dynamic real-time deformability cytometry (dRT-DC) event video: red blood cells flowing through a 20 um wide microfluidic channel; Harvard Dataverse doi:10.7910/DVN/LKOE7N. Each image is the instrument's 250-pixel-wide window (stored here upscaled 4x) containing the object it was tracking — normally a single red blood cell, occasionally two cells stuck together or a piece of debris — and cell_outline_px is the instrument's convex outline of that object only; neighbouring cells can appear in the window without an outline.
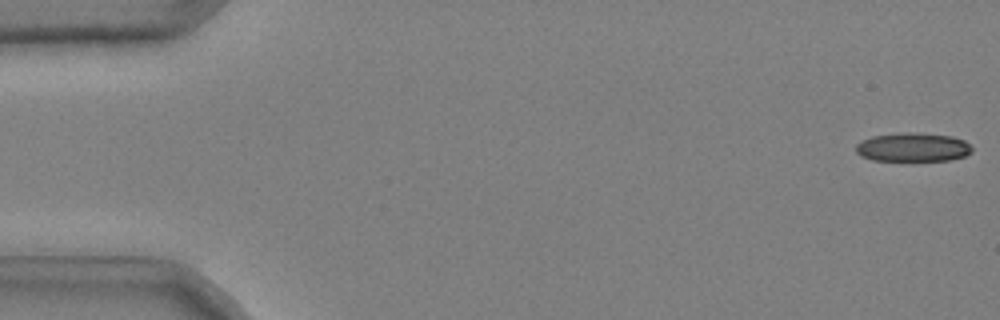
{"species": "common noctule bat (a hibernating species)", "species_latin": "Nyctalus noctula", "temperature_condition": "cold", "stored_images_in_passage": 50, "camera_frame_rate_fps": 3000, "um_per_image_px": 0.085, "animal": {"sex": "male", "body_mass_g": 20.4}, "frame": {"image": 1, "passage_image": 1, "time_ms": 0.0, "image_size_px": [1000, 320], "cell_outline_px": [[972, 152], [964, 156], [952, 160], [872, 160], [860, 156], [856, 152], [856, 144], [872, 136], [908, 132], [916, 132], [952, 136], [964, 140], [972, 148]], "centroid_in_image_um": [77.6, 12.51], "position_along_channel_um": 7.4, "area_um2": 19.42}}
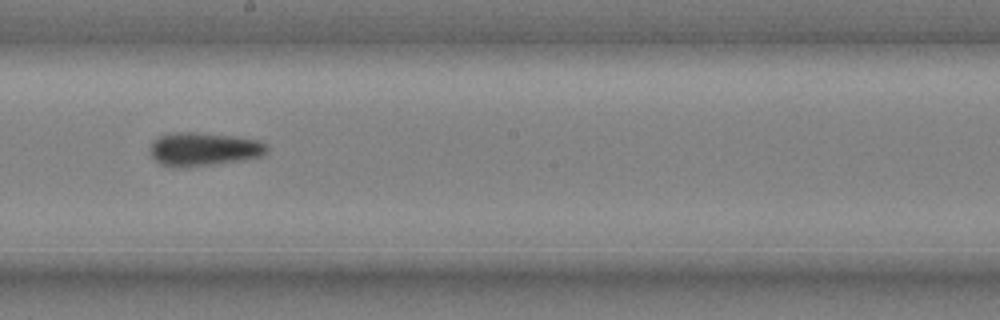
{"frame": {"image": 2, "passage_image": 30, "time_ms": 9.667, "image_size_px": [1000, 320], "cell_outline_px": [[268, 148], [260, 156], [244, 160], [188, 168], [172, 168], [160, 164], [148, 152], [148, 148], [152, 140], [156, 136], [172, 132], [196, 132], [232, 136], [260, 140], [268, 144]], "centroid_in_image_um": [17.24, 12.69], "position_along_channel_um": 231.0, "area_um2": 23.41}}
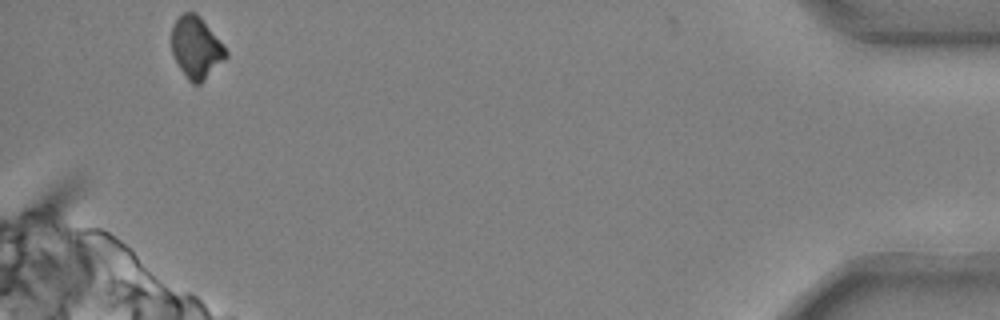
{"frame": {"image": 3, "passage_image": 50, "time_ms": 16.333, "image_size_px": [1000, 320], "cell_outline_px": [[228, 56], [200, 84], [192, 84], [188, 80], [180, 68], [172, 52], [172, 28], [176, 20], [184, 12], [196, 12], [200, 16], [228, 52]], "centroid_in_image_um": [16.67, 4.05], "position_along_channel_um": 418.5, "area_um2": 19.19}, "authors_computed_cell_mechanics": {"area_um2": 21.2704, "velocity_mm_per_s": 3.7207, "shape_relaxation_time_tau1_ms": 4.6071, "shape_relaxation_time_tau2_ms": 9.3596, "deformation_change_tau1": 0.1095, "deformation_change_tau2": 0.1541}}